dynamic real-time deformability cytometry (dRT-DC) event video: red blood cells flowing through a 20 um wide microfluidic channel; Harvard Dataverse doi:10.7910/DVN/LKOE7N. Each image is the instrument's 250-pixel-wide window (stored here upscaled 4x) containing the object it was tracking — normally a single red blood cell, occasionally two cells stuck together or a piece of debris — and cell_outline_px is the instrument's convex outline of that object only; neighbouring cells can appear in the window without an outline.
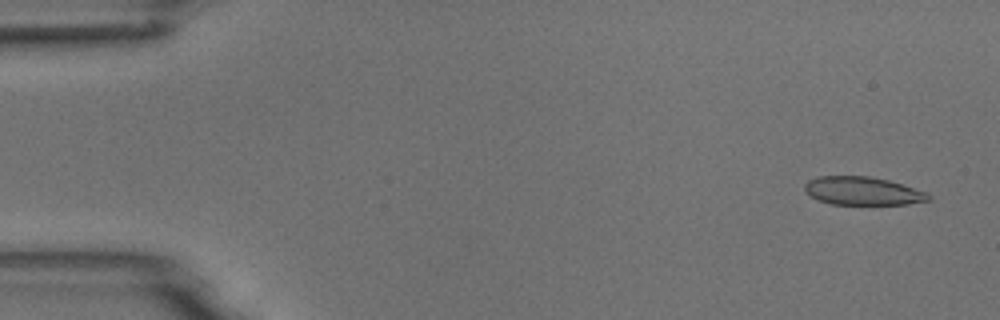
{"species": "common noctule bat (a hibernating species)", "species_latin": "Nyctalus noctula", "temperature_condition": "room temperature", "stored_images_in_passage": 7, "camera_frame_rate_fps": 3000, "um_per_image_px": 0.085, "animal": {"sex": "male", "body_mass_g": 18.8}, "frame": {"image": 1, "passage_image": 1, "time_ms": 0.0, "image_size_px": [1000, 320], "cell_outline_px": [[932, 200], [908, 204], [832, 204], [816, 200], [804, 192], [804, 184], [808, 180], [820, 176], [868, 176], [888, 180], [928, 192], [932, 196]], "centroid_in_image_um": [73.32, 16.24], "position_along_channel_um": 11.7, "area_um2": 20.58}}